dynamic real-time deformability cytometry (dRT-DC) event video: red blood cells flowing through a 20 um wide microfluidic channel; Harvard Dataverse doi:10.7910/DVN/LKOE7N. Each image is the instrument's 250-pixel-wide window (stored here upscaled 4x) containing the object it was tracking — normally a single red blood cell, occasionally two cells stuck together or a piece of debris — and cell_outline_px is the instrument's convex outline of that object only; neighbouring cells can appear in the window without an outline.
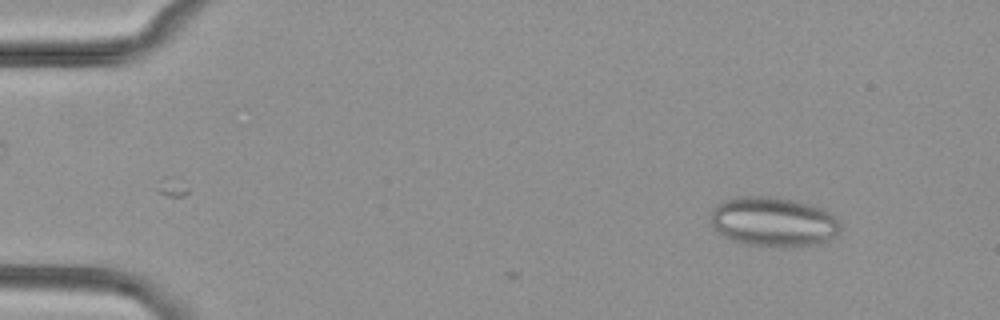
{"species": "common noctule bat (a hibernating species)", "species_latin": "Nyctalus noctula", "temperature_condition": "cold", "stored_images_in_passage": 6, "camera_frame_rate_fps": 3000, "um_per_image_px": 0.085, "animal": {"sex": "female", "body_mass_g": 29.2, "forearm_length_mm": 56.3}, "frame": {"image": 1, "passage_image": 2, "time_ms": 0.333, "image_size_px": [1000, 320], "cell_outline_px": [[840, 232], [836, 236], [828, 240], [816, 244], [748, 244], [732, 240], [724, 236], [708, 220], [708, 216], [712, 208], [716, 204], [724, 200], [736, 196], [776, 196], [796, 200], [820, 208], [828, 212], [840, 224]], "centroid_in_image_um": [65.68, 18.79], "position_along_channel_um": 19.3, "area_um2": 36.88}}